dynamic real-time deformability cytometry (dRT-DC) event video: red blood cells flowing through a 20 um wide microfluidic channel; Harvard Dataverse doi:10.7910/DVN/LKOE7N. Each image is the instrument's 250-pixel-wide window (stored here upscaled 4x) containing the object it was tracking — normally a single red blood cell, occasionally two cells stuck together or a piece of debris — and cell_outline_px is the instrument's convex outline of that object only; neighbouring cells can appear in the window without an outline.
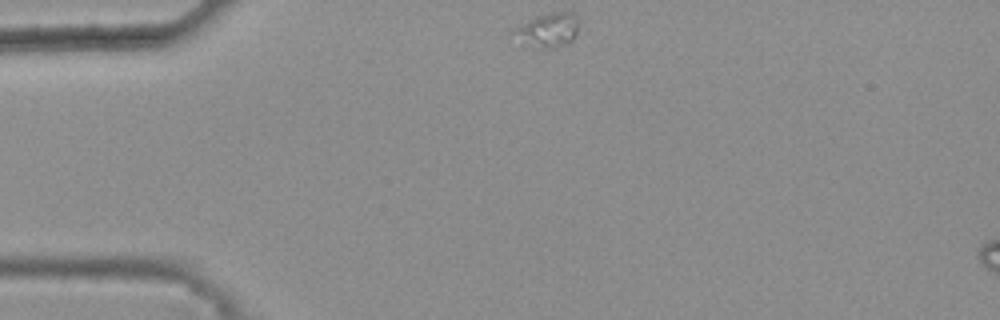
{"species": "common noctule bat (a hibernating species)", "species_latin": "Nyctalus noctula", "temperature_condition": "warm", "stored_images_in_passage": 41, "camera_frame_rate_fps": 3000, "um_per_image_px": 0.085, "animal": {"sex": "female", "body_mass_g": 25.1}, "frame": {"image": 1, "passage_image": 1, "time_ms": 0.0, "image_size_px": [1000, 320], "cell_outline_px": [[576, 36], [572, 40], [564, 44], [552, 48], [540, 48], [524, 44], [516, 28], [528, 20], [536, 16], [548, 12], [572, 12], [576, 16]], "centroid_in_image_um": [46.65, 2.54], "position_along_channel_um": 38.4, "area_um2": 12.25}}